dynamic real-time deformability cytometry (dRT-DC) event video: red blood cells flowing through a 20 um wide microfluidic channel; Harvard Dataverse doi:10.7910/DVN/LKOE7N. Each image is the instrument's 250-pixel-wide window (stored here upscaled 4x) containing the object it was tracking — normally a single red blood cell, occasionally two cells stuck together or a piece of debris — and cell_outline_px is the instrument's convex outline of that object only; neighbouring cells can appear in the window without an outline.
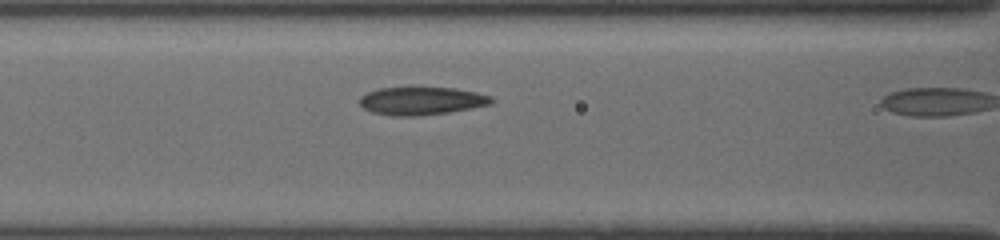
{"species": "common noctule bat (a hibernating species)", "species_latin": "Nyctalus noctula", "temperature_condition": "cold", "stored_images_in_passage": 4, "camera_frame_rate_fps": 3000, "um_per_image_px": 0.085, "animal": {"sex": "female", "body_mass_g": 19.5, "forearm_length_mm": 54.1}, "frame": {"image": 1, "passage_image": 3, "time_ms": 0.667, "image_size_px": [1000, 240], "cell_outline_px": [[496, 100], [492, 104], [472, 108], [448, 112], [412, 116], [396, 116], [372, 112], [364, 108], [360, 104], [360, 96], [368, 92], [380, 88], [408, 84], [420, 84], [456, 88], [476, 92], [492, 96]], "centroid_in_image_um": [35.85, 8.5], "position_along_channel_um": 130.8, "area_um2": 22.6}}